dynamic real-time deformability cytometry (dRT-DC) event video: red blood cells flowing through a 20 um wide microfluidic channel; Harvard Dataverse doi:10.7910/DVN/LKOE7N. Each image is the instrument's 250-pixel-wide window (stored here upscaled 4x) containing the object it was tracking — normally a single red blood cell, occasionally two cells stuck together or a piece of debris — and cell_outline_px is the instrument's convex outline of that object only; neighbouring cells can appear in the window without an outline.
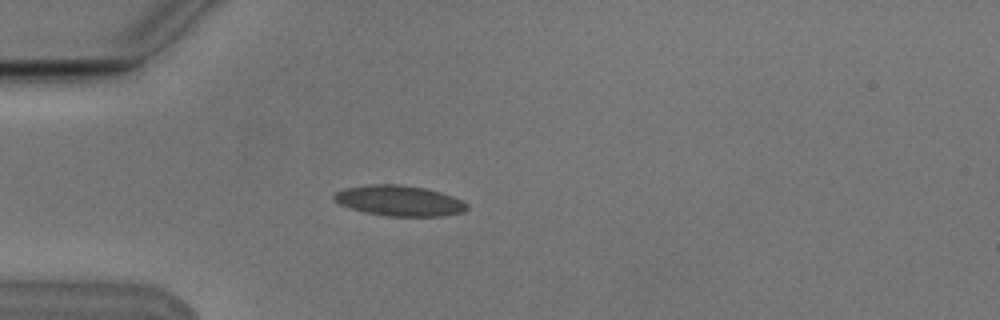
{"species": "Egyptian fruit bat (a non-hibernating species)", "species_latin": "Rousettus aegyptiacus", "temperature_condition": "cold", "stored_images_in_passage": 6, "camera_frame_rate_fps": 3000, "um_per_image_px": 0.085, "animal": {"sex": "male"}, "frame": {"image": 1, "passage_image": 4, "time_ms": 1.0, "image_size_px": [1000, 320], "cell_outline_px": [[468, 208], [464, 212], [444, 216], [388, 216], [364, 212], [348, 208], [332, 200], [332, 196], [336, 192], [344, 188], [368, 184], [400, 184], [424, 188], [440, 192], [452, 196], [468, 204]], "centroid_in_image_um": [33.9, 17.06], "position_along_channel_um": 51.1, "area_um2": 23.81}}